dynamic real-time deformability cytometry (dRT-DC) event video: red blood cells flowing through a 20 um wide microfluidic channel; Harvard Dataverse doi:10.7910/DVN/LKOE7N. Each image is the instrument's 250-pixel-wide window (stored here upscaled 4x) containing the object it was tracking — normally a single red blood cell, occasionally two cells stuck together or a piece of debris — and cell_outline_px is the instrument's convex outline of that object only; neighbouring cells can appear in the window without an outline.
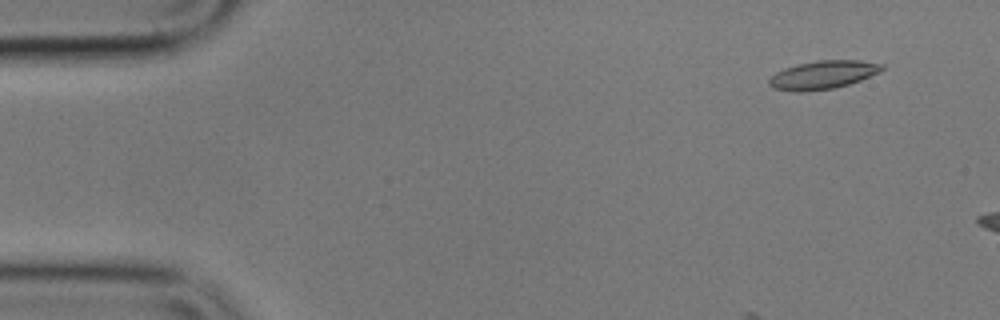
{"species": "common noctule bat (a hibernating species)", "species_latin": "Nyctalus noctula", "temperature_condition": "cold", "stored_images_in_passage": 6, "camera_frame_rate_fps": 3000, "um_per_image_px": 0.085, "animal": {"sex": "male", "body_mass_g": 17.9}, "frame": {"image": 1, "passage_image": 2, "time_ms": 0.333, "image_size_px": [1000, 320], "cell_outline_px": [[884, 68], [880, 72], [860, 80], [836, 88], [800, 92], [792, 92], [772, 88], [768, 84], [768, 80], [776, 72], [784, 68], [796, 64], [816, 60], [860, 60], [884, 64]], "centroid_in_image_um": [69.93, 6.36], "position_along_channel_um": 15.1, "area_um2": 18.84}}